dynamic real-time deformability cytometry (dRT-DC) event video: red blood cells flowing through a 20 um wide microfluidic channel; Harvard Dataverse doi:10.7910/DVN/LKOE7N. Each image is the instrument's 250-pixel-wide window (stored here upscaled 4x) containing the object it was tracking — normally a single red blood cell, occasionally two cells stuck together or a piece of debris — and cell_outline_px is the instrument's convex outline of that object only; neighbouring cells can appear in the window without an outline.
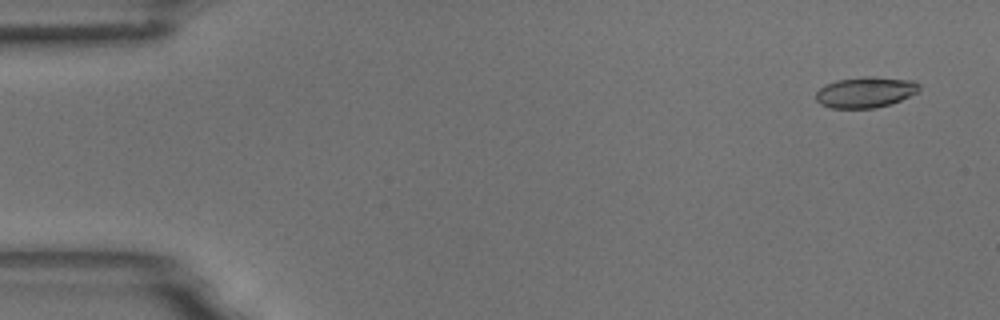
{"species": "common noctule bat (a hibernating species)", "species_latin": "Nyctalus noctula", "temperature_condition": "room temperature", "stored_images_in_passage": 4, "camera_frame_rate_fps": 3000, "um_per_image_px": 0.085, "animal": {"sex": "male", "body_mass_g": 18.8}, "frame": {"image": 1, "passage_image": 1, "time_ms": 0.0, "image_size_px": [1000, 320], "cell_outline_px": [[920, 88], [916, 92], [900, 100], [876, 108], [828, 108], [820, 104], [816, 100], [816, 92], [824, 84], [836, 80], [868, 76], [912, 80], [920, 84]], "centroid_in_image_um": [73.52, 7.84], "position_along_channel_um": 11.5, "area_um2": 18.5}}
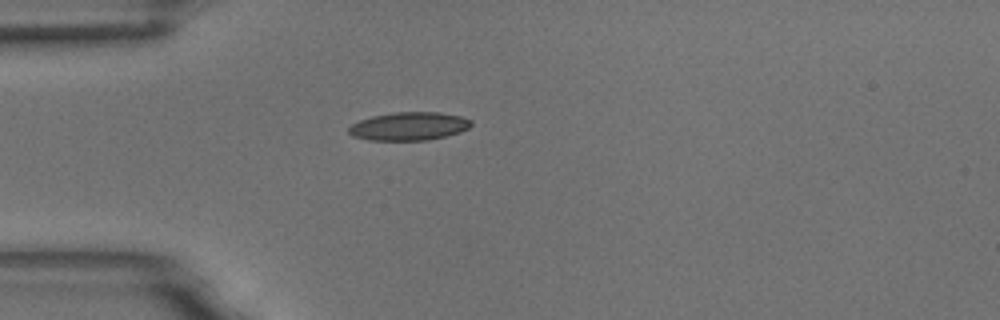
{"frame": {"image": 2, "passage_image": 4, "time_ms": 1.0, "image_size_px": [1000, 320], "cell_outline_px": [[472, 124], [468, 128], [460, 132], [428, 140], [368, 140], [352, 136], [348, 132], [348, 128], [352, 124], [360, 120], [372, 116], [392, 112], [436, 112], [460, 116], [472, 120]], "centroid_in_image_um": [34.74, 10.73], "position_along_channel_um": 50.3, "area_um2": 20.11}}